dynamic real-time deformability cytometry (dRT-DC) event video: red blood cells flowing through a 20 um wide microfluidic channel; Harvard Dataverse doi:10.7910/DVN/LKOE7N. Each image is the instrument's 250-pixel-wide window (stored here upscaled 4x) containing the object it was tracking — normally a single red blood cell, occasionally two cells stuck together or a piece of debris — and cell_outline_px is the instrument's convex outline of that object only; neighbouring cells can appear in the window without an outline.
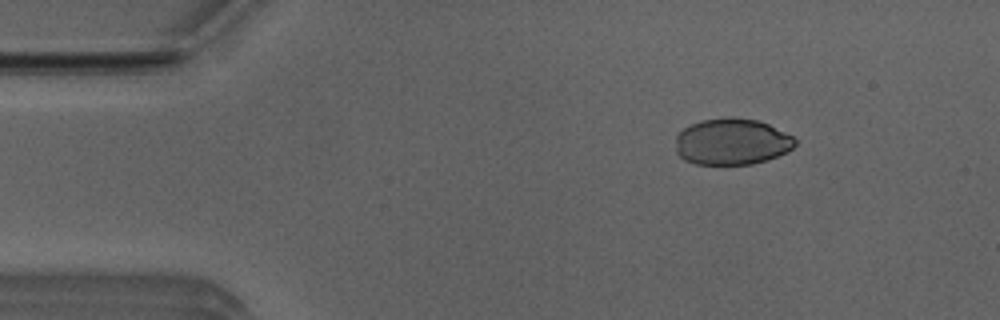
{"species": "Egyptian fruit bat (a non-hibernating species)", "species_latin": "Rousettus aegyptiacus", "temperature_condition": "room temperature", "stored_images_in_passage": 47, "camera_frame_rate_fps": 3000, "um_per_image_px": 0.085, "animal": {"sex": "male"}, "frame": {"image": 1, "passage_image": 3, "time_ms": 0.667, "image_size_px": [1000, 320], "cell_outline_px": [[796, 144], [792, 148], [776, 156], [752, 164], [696, 164], [684, 160], [676, 152], [676, 136], [684, 128], [700, 120], [728, 116], [732, 116], [756, 120], [768, 124], [792, 136], [796, 140]], "centroid_in_image_um": [62.17, 12.03], "position_along_channel_um": 22.8, "area_um2": 32.19}}
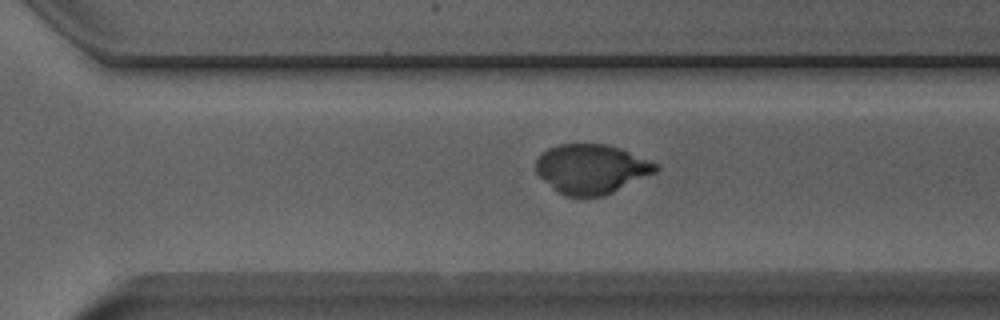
{"frame": {"image": 2, "passage_image": 31, "time_ms": 10.0, "image_size_px": [1000, 320], "cell_outline_px": [[660, 168], [656, 172], [604, 196], [564, 196], [540, 176], [536, 172], [536, 160], [548, 148], [560, 144], [604, 144], [620, 148], [656, 164]], "centroid_in_image_um": [50.27, 14.36], "position_along_channel_um": 320.3, "area_um2": 33.93}}
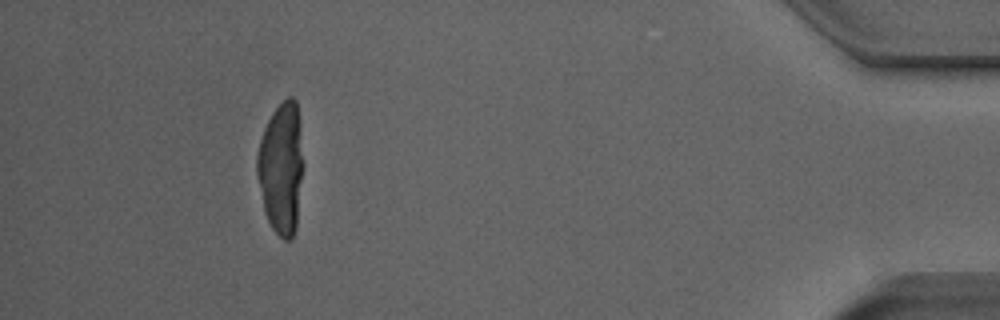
{"frame": {"image": 3, "passage_image": 43, "time_ms": 14.0, "image_size_px": [1000, 320], "cell_outline_px": [[300, 180], [296, 228], [292, 240], [284, 240], [272, 228], [264, 212], [256, 172], [256, 156], [260, 140], [264, 128], [272, 112], [288, 96], [292, 96], [296, 100], [300, 124]], "centroid_in_image_um": [23.86, 14.29], "position_along_channel_um": 411.3, "area_um2": 34.68}}